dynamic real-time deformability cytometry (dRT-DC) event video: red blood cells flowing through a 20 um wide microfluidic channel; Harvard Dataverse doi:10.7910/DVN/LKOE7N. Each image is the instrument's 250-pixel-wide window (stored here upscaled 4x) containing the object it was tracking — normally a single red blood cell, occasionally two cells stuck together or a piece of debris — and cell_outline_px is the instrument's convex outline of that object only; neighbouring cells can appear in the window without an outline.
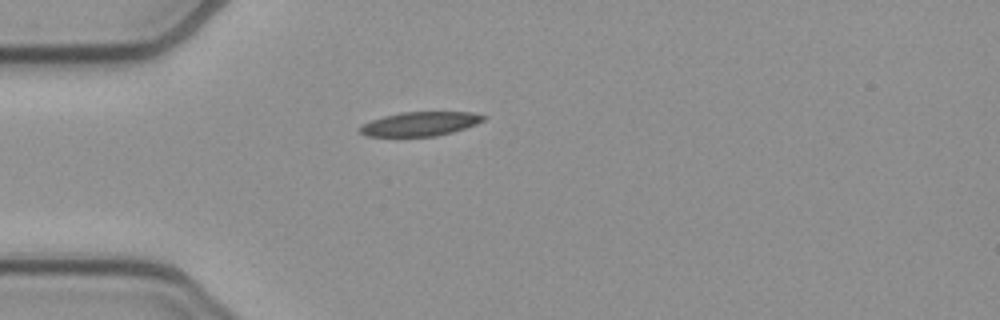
{"species": "common noctule bat (a hibernating species)", "species_latin": "Nyctalus noctula", "temperature_condition": "cold", "stored_images_in_passage": 39, "camera_frame_rate_fps": 3000, "um_per_image_px": 0.085, "animal": {"sex": "female", "body_mass_g": 21.9}, "frame": {"image": 1, "passage_image": 1, "time_ms": 0.0, "image_size_px": [1000, 320], "cell_outline_px": [[488, 116], [484, 120], [476, 124], [452, 132], [436, 136], [368, 136], [360, 132], [356, 128], [372, 120], [384, 116], [400, 112], [472, 112]], "centroid_in_image_um": [35.72, 10.52], "position_along_channel_um": 49.3, "area_um2": 17.28}}
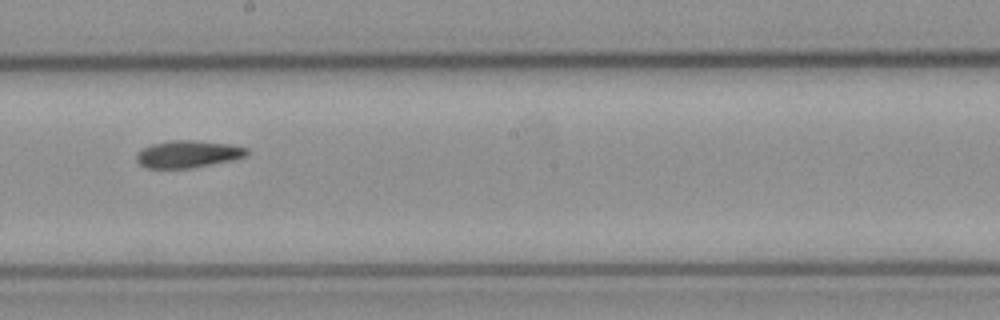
{"frame": {"image": 2, "passage_image": 16, "time_ms": 5.0, "image_size_px": [1000, 320], "cell_outline_px": [[248, 156], [232, 160], [192, 168], [144, 168], [136, 160], [136, 152], [152, 144], [172, 140], [192, 140], [232, 144], [248, 148]], "centroid_in_image_um": [15.99, 13.1], "position_along_channel_um": 232.2, "area_um2": 17.63}}
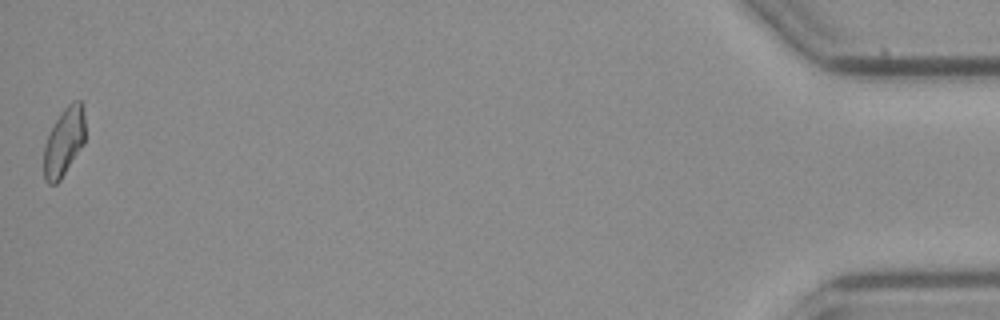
{"frame": {"image": 3, "passage_image": 39, "time_ms": 12.667, "image_size_px": [1000, 320], "cell_outline_px": [[84, 144], [60, 180], [56, 184], [48, 184], [44, 180], [44, 144], [60, 112], [72, 100], [80, 100], [84, 112]], "centroid_in_image_um": [5.43, 12.06], "position_along_channel_um": 429.8, "area_um2": 16.42}}